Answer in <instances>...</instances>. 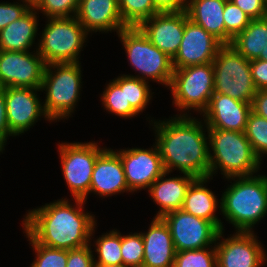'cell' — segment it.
I'll list each match as a JSON object with an SVG mask.
<instances>
[{
  "instance_id": "484cf974",
  "label": "cell",
  "mask_w": 267,
  "mask_h": 267,
  "mask_svg": "<svg viewBox=\"0 0 267 267\" xmlns=\"http://www.w3.org/2000/svg\"><path fill=\"white\" fill-rule=\"evenodd\" d=\"M230 45L249 61L266 55L267 16L252 19L249 25L232 39Z\"/></svg>"
},
{
  "instance_id": "9c48e42d",
  "label": "cell",
  "mask_w": 267,
  "mask_h": 267,
  "mask_svg": "<svg viewBox=\"0 0 267 267\" xmlns=\"http://www.w3.org/2000/svg\"><path fill=\"white\" fill-rule=\"evenodd\" d=\"M212 64L214 93L251 104L257 89L252 79L250 61L230 44H224Z\"/></svg>"
},
{
  "instance_id": "60d3db41",
  "label": "cell",
  "mask_w": 267,
  "mask_h": 267,
  "mask_svg": "<svg viewBox=\"0 0 267 267\" xmlns=\"http://www.w3.org/2000/svg\"><path fill=\"white\" fill-rule=\"evenodd\" d=\"M15 137L9 129L8 121H7V110H6V102H5V87H0V151L3 150L7 144V139L9 137Z\"/></svg>"
},
{
  "instance_id": "8d00e7d4",
  "label": "cell",
  "mask_w": 267,
  "mask_h": 267,
  "mask_svg": "<svg viewBox=\"0 0 267 267\" xmlns=\"http://www.w3.org/2000/svg\"><path fill=\"white\" fill-rule=\"evenodd\" d=\"M21 2L0 3V31L13 21L20 19L31 9L23 0Z\"/></svg>"
},
{
  "instance_id": "b9f144b4",
  "label": "cell",
  "mask_w": 267,
  "mask_h": 267,
  "mask_svg": "<svg viewBox=\"0 0 267 267\" xmlns=\"http://www.w3.org/2000/svg\"><path fill=\"white\" fill-rule=\"evenodd\" d=\"M159 13L181 12L186 9L187 0H152Z\"/></svg>"
},
{
  "instance_id": "5b68a950",
  "label": "cell",
  "mask_w": 267,
  "mask_h": 267,
  "mask_svg": "<svg viewBox=\"0 0 267 267\" xmlns=\"http://www.w3.org/2000/svg\"><path fill=\"white\" fill-rule=\"evenodd\" d=\"M80 64L75 62L46 65L41 91L46 92L43 109L51 122L69 119L74 113L83 86Z\"/></svg>"
},
{
  "instance_id": "ac0fdd59",
  "label": "cell",
  "mask_w": 267,
  "mask_h": 267,
  "mask_svg": "<svg viewBox=\"0 0 267 267\" xmlns=\"http://www.w3.org/2000/svg\"><path fill=\"white\" fill-rule=\"evenodd\" d=\"M251 104L214 93L201 114L207 128L245 132Z\"/></svg>"
},
{
  "instance_id": "ba28073f",
  "label": "cell",
  "mask_w": 267,
  "mask_h": 267,
  "mask_svg": "<svg viewBox=\"0 0 267 267\" xmlns=\"http://www.w3.org/2000/svg\"><path fill=\"white\" fill-rule=\"evenodd\" d=\"M168 89L173 105L180 111L179 116H190L188 113L192 109L201 116L214 94L212 62L174 69Z\"/></svg>"
},
{
  "instance_id": "ee69618b",
  "label": "cell",
  "mask_w": 267,
  "mask_h": 267,
  "mask_svg": "<svg viewBox=\"0 0 267 267\" xmlns=\"http://www.w3.org/2000/svg\"><path fill=\"white\" fill-rule=\"evenodd\" d=\"M20 1V0H18ZM31 9H36L43 0H23Z\"/></svg>"
},
{
  "instance_id": "74e56055",
  "label": "cell",
  "mask_w": 267,
  "mask_h": 267,
  "mask_svg": "<svg viewBox=\"0 0 267 267\" xmlns=\"http://www.w3.org/2000/svg\"><path fill=\"white\" fill-rule=\"evenodd\" d=\"M91 244L86 246L67 250L66 267H95L94 255L91 250Z\"/></svg>"
},
{
  "instance_id": "8fae6325",
  "label": "cell",
  "mask_w": 267,
  "mask_h": 267,
  "mask_svg": "<svg viewBox=\"0 0 267 267\" xmlns=\"http://www.w3.org/2000/svg\"><path fill=\"white\" fill-rule=\"evenodd\" d=\"M167 224L176 252L213 246L220 230L210 221L184 212L171 211L161 217Z\"/></svg>"
},
{
  "instance_id": "603a6c76",
  "label": "cell",
  "mask_w": 267,
  "mask_h": 267,
  "mask_svg": "<svg viewBox=\"0 0 267 267\" xmlns=\"http://www.w3.org/2000/svg\"><path fill=\"white\" fill-rule=\"evenodd\" d=\"M209 179L212 178L210 176L201 177L192 181L187 189L182 210L212 222L219 230H225L223 222L216 214L217 209H221V205H218L221 200L217 199L210 188H206Z\"/></svg>"
},
{
  "instance_id": "f1b7e54d",
  "label": "cell",
  "mask_w": 267,
  "mask_h": 267,
  "mask_svg": "<svg viewBox=\"0 0 267 267\" xmlns=\"http://www.w3.org/2000/svg\"><path fill=\"white\" fill-rule=\"evenodd\" d=\"M121 18L128 27H137L159 12L152 0H118Z\"/></svg>"
},
{
  "instance_id": "4dcf8cb0",
  "label": "cell",
  "mask_w": 267,
  "mask_h": 267,
  "mask_svg": "<svg viewBox=\"0 0 267 267\" xmlns=\"http://www.w3.org/2000/svg\"><path fill=\"white\" fill-rule=\"evenodd\" d=\"M23 232L30 241L29 245L36 253L35 260L30 264V267H66L67 250L38 244L25 230Z\"/></svg>"
},
{
  "instance_id": "e0dca14e",
  "label": "cell",
  "mask_w": 267,
  "mask_h": 267,
  "mask_svg": "<svg viewBox=\"0 0 267 267\" xmlns=\"http://www.w3.org/2000/svg\"><path fill=\"white\" fill-rule=\"evenodd\" d=\"M188 19L185 10L163 12L144 20L138 27L153 45L173 58L181 44L185 23Z\"/></svg>"
},
{
  "instance_id": "7a4b0ae2",
  "label": "cell",
  "mask_w": 267,
  "mask_h": 267,
  "mask_svg": "<svg viewBox=\"0 0 267 267\" xmlns=\"http://www.w3.org/2000/svg\"><path fill=\"white\" fill-rule=\"evenodd\" d=\"M202 121L178 114L165 120H149L165 171L175 169L195 178L209 176V137Z\"/></svg>"
},
{
  "instance_id": "d4e9b609",
  "label": "cell",
  "mask_w": 267,
  "mask_h": 267,
  "mask_svg": "<svg viewBox=\"0 0 267 267\" xmlns=\"http://www.w3.org/2000/svg\"><path fill=\"white\" fill-rule=\"evenodd\" d=\"M226 0H187L188 18L225 44L223 12Z\"/></svg>"
},
{
  "instance_id": "4316f807",
  "label": "cell",
  "mask_w": 267,
  "mask_h": 267,
  "mask_svg": "<svg viewBox=\"0 0 267 267\" xmlns=\"http://www.w3.org/2000/svg\"><path fill=\"white\" fill-rule=\"evenodd\" d=\"M101 101L102 107L109 114L117 115L120 118H134L139 114L131 104H127L125 74H121L107 84L103 94H101Z\"/></svg>"
},
{
  "instance_id": "6da1fadb",
  "label": "cell",
  "mask_w": 267,
  "mask_h": 267,
  "mask_svg": "<svg viewBox=\"0 0 267 267\" xmlns=\"http://www.w3.org/2000/svg\"><path fill=\"white\" fill-rule=\"evenodd\" d=\"M74 202L72 205L67 198H62L29 209L22 229L38 244L47 247L71 250L91 244L97 228L95 215L85 213L84 200L74 199Z\"/></svg>"
},
{
  "instance_id": "ab89813d",
  "label": "cell",
  "mask_w": 267,
  "mask_h": 267,
  "mask_svg": "<svg viewBox=\"0 0 267 267\" xmlns=\"http://www.w3.org/2000/svg\"><path fill=\"white\" fill-rule=\"evenodd\" d=\"M251 74L257 90H267V61L254 59L250 61Z\"/></svg>"
},
{
  "instance_id": "44dd1931",
  "label": "cell",
  "mask_w": 267,
  "mask_h": 267,
  "mask_svg": "<svg viewBox=\"0 0 267 267\" xmlns=\"http://www.w3.org/2000/svg\"><path fill=\"white\" fill-rule=\"evenodd\" d=\"M140 233L144 243L142 267H173L176 250L165 221L153 217L148 231Z\"/></svg>"
},
{
  "instance_id": "d6a6232c",
  "label": "cell",
  "mask_w": 267,
  "mask_h": 267,
  "mask_svg": "<svg viewBox=\"0 0 267 267\" xmlns=\"http://www.w3.org/2000/svg\"><path fill=\"white\" fill-rule=\"evenodd\" d=\"M126 75V96L127 104L131 106L141 114L149 105L150 100H152L153 94L149 87V82L141 80L137 77H132Z\"/></svg>"
},
{
  "instance_id": "9a60e30c",
  "label": "cell",
  "mask_w": 267,
  "mask_h": 267,
  "mask_svg": "<svg viewBox=\"0 0 267 267\" xmlns=\"http://www.w3.org/2000/svg\"><path fill=\"white\" fill-rule=\"evenodd\" d=\"M41 89L5 87L7 121L10 132L16 137L30 130L41 117L47 118L43 102L37 92Z\"/></svg>"
},
{
  "instance_id": "f6af8a7d",
  "label": "cell",
  "mask_w": 267,
  "mask_h": 267,
  "mask_svg": "<svg viewBox=\"0 0 267 267\" xmlns=\"http://www.w3.org/2000/svg\"><path fill=\"white\" fill-rule=\"evenodd\" d=\"M95 267H129V266H126L124 264H119V265H107V266H104V265H95Z\"/></svg>"
},
{
  "instance_id": "d6986e66",
  "label": "cell",
  "mask_w": 267,
  "mask_h": 267,
  "mask_svg": "<svg viewBox=\"0 0 267 267\" xmlns=\"http://www.w3.org/2000/svg\"><path fill=\"white\" fill-rule=\"evenodd\" d=\"M124 192L132 193L126 183L121 158L115 150L106 148L95 162L89 194L105 198Z\"/></svg>"
},
{
  "instance_id": "ffe728a7",
  "label": "cell",
  "mask_w": 267,
  "mask_h": 267,
  "mask_svg": "<svg viewBox=\"0 0 267 267\" xmlns=\"http://www.w3.org/2000/svg\"><path fill=\"white\" fill-rule=\"evenodd\" d=\"M76 19L88 33L116 31L128 27L121 18L118 0H79Z\"/></svg>"
},
{
  "instance_id": "836d02e7",
  "label": "cell",
  "mask_w": 267,
  "mask_h": 267,
  "mask_svg": "<svg viewBox=\"0 0 267 267\" xmlns=\"http://www.w3.org/2000/svg\"><path fill=\"white\" fill-rule=\"evenodd\" d=\"M223 20L225 23V44H231L232 39L242 32L252 19L232 1L226 0Z\"/></svg>"
},
{
  "instance_id": "52a82bcc",
  "label": "cell",
  "mask_w": 267,
  "mask_h": 267,
  "mask_svg": "<svg viewBox=\"0 0 267 267\" xmlns=\"http://www.w3.org/2000/svg\"><path fill=\"white\" fill-rule=\"evenodd\" d=\"M35 48L46 65L80 62L89 33L76 17L47 18Z\"/></svg>"
},
{
  "instance_id": "1f68e13d",
  "label": "cell",
  "mask_w": 267,
  "mask_h": 267,
  "mask_svg": "<svg viewBox=\"0 0 267 267\" xmlns=\"http://www.w3.org/2000/svg\"><path fill=\"white\" fill-rule=\"evenodd\" d=\"M173 267H217L215 244L211 248L176 252Z\"/></svg>"
},
{
  "instance_id": "f546056e",
  "label": "cell",
  "mask_w": 267,
  "mask_h": 267,
  "mask_svg": "<svg viewBox=\"0 0 267 267\" xmlns=\"http://www.w3.org/2000/svg\"><path fill=\"white\" fill-rule=\"evenodd\" d=\"M245 135L250 141V145L256 156L263 162V156L267 155V119L251 111L248 117Z\"/></svg>"
},
{
  "instance_id": "7bdbcfd3",
  "label": "cell",
  "mask_w": 267,
  "mask_h": 267,
  "mask_svg": "<svg viewBox=\"0 0 267 267\" xmlns=\"http://www.w3.org/2000/svg\"><path fill=\"white\" fill-rule=\"evenodd\" d=\"M251 111L267 119V90H257L251 102Z\"/></svg>"
},
{
  "instance_id": "8992f818",
  "label": "cell",
  "mask_w": 267,
  "mask_h": 267,
  "mask_svg": "<svg viewBox=\"0 0 267 267\" xmlns=\"http://www.w3.org/2000/svg\"><path fill=\"white\" fill-rule=\"evenodd\" d=\"M117 35L132 69L138 72V75L128 76L147 82L150 79L169 88L174 71L172 58L153 45L138 26L126 27Z\"/></svg>"
},
{
  "instance_id": "4fadbf2b",
  "label": "cell",
  "mask_w": 267,
  "mask_h": 267,
  "mask_svg": "<svg viewBox=\"0 0 267 267\" xmlns=\"http://www.w3.org/2000/svg\"><path fill=\"white\" fill-rule=\"evenodd\" d=\"M46 63L37 50H0V87L41 89Z\"/></svg>"
},
{
  "instance_id": "277c9868",
  "label": "cell",
  "mask_w": 267,
  "mask_h": 267,
  "mask_svg": "<svg viewBox=\"0 0 267 267\" xmlns=\"http://www.w3.org/2000/svg\"><path fill=\"white\" fill-rule=\"evenodd\" d=\"M209 137V176L221 171L223 178L248 177L260 171L261 161L245 132L207 128ZM213 151V152H212ZM212 152V153H211Z\"/></svg>"
},
{
  "instance_id": "7402d4cb",
  "label": "cell",
  "mask_w": 267,
  "mask_h": 267,
  "mask_svg": "<svg viewBox=\"0 0 267 267\" xmlns=\"http://www.w3.org/2000/svg\"><path fill=\"white\" fill-rule=\"evenodd\" d=\"M171 172L165 171L147 189L149 197L160 208L154 217H162L171 211L182 209L188 187L194 176L183 173V176L166 178Z\"/></svg>"
},
{
  "instance_id": "e575fe53",
  "label": "cell",
  "mask_w": 267,
  "mask_h": 267,
  "mask_svg": "<svg viewBox=\"0 0 267 267\" xmlns=\"http://www.w3.org/2000/svg\"><path fill=\"white\" fill-rule=\"evenodd\" d=\"M121 256L123 264L129 267H142L144 243L141 233L121 234Z\"/></svg>"
},
{
  "instance_id": "bcb514c9",
  "label": "cell",
  "mask_w": 267,
  "mask_h": 267,
  "mask_svg": "<svg viewBox=\"0 0 267 267\" xmlns=\"http://www.w3.org/2000/svg\"><path fill=\"white\" fill-rule=\"evenodd\" d=\"M258 59H263L267 61V49H266V55H260Z\"/></svg>"
},
{
  "instance_id": "2e32d148",
  "label": "cell",
  "mask_w": 267,
  "mask_h": 267,
  "mask_svg": "<svg viewBox=\"0 0 267 267\" xmlns=\"http://www.w3.org/2000/svg\"><path fill=\"white\" fill-rule=\"evenodd\" d=\"M222 45L212 34L188 19L179 49L172 58L173 69L211 63Z\"/></svg>"
},
{
  "instance_id": "30bf717a",
  "label": "cell",
  "mask_w": 267,
  "mask_h": 267,
  "mask_svg": "<svg viewBox=\"0 0 267 267\" xmlns=\"http://www.w3.org/2000/svg\"><path fill=\"white\" fill-rule=\"evenodd\" d=\"M98 144L95 141L58 144L61 171L72 199L87 201L95 162L106 149Z\"/></svg>"
},
{
  "instance_id": "7c38bea8",
  "label": "cell",
  "mask_w": 267,
  "mask_h": 267,
  "mask_svg": "<svg viewBox=\"0 0 267 267\" xmlns=\"http://www.w3.org/2000/svg\"><path fill=\"white\" fill-rule=\"evenodd\" d=\"M223 234L224 230H220L215 244L217 267L265 266L267 251L254 231H236L228 238H223Z\"/></svg>"
},
{
  "instance_id": "d590c367",
  "label": "cell",
  "mask_w": 267,
  "mask_h": 267,
  "mask_svg": "<svg viewBox=\"0 0 267 267\" xmlns=\"http://www.w3.org/2000/svg\"><path fill=\"white\" fill-rule=\"evenodd\" d=\"M79 0H43L36 8L46 18L75 17Z\"/></svg>"
},
{
  "instance_id": "cb8c5ba5",
  "label": "cell",
  "mask_w": 267,
  "mask_h": 267,
  "mask_svg": "<svg viewBox=\"0 0 267 267\" xmlns=\"http://www.w3.org/2000/svg\"><path fill=\"white\" fill-rule=\"evenodd\" d=\"M36 9H30L20 19L13 21L0 31V50L7 51H32L35 43L38 22Z\"/></svg>"
},
{
  "instance_id": "83f0119b",
  "label": "cell",
  "mask_w": 267,
  "mask_h": 267,
  "mask_svg": "<svg viewBox=\"0 0 267 267\" xmlns=\"http://www.w3.org/2000/svg\"><path fill=\"white\" fill-rule=\"evenodd\" d=\"M95 250L97 253L94 256L95 265H119L123 264L121 256V232L113 229L109 232L103 233L94 241Z\"/></svg>"
},
{
  "instance_id": "f35d334b",
  "label": "cell",
  "mask_w": 267,
  "mask_h": 267,
  "mask_svg": "<svg viewBox=\"0 0 267 267\" xmlns=\"http://www.w3.org/2000/svg\"><path fill=\"white\" fill-rule=\"evenodd\" d=\"M237 5L251 19L267 16L266 0H230Z\"/></svg>"
},
{
  "instance_id": "5bb4252c",
  "label": "cell",
  "mask_w": 267,
  "mask_h": 267,
  "mask_svg": "<svg viewBox=\"0 0 267 267\" xmlns=\"http://www.w3.org/2000/svg\"><path fill=\"white\" fill-rule=\"evenodd\" d=\"M152 146L115 150L121 158L128 188L133 193L148 189L165 172L157 144Z\"/></svg>"
},
{
  "instance_id": "3957f363",
  "label": "cell",
  "mask_w": 267,
  "mask_h": 267,
  "mask_svg": "<svg viewBox=\"0 0 267 267\" xmlns=\"http://www.w3.org/2000/svg\"><path fill=\"white\" fill-rule=\"evenodd\" d=\"M256 175L228 178L231 185L222 193L220 215L235 231L253 232L267 216V176Z\"/></svg>"
}]
</instances>
